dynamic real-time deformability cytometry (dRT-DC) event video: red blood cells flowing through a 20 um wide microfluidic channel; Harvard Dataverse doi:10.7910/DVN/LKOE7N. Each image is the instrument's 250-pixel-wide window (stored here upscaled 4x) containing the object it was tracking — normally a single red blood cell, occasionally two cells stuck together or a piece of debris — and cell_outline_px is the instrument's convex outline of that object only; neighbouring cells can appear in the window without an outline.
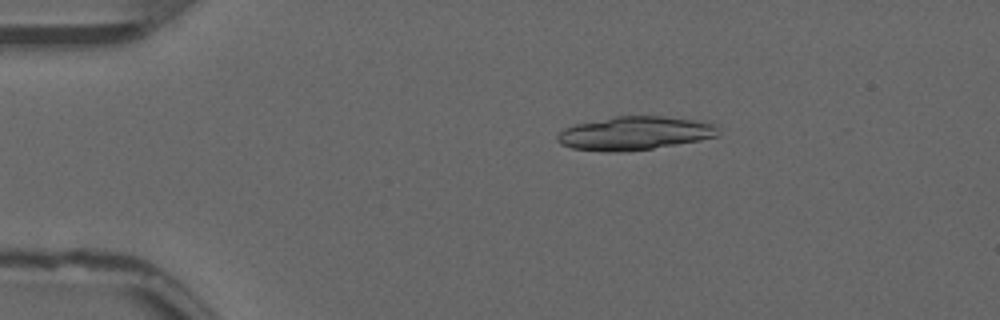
{"species": "common noctule bat (a hibernating species)", "species_latin": "Nyctalus noctula", "temperature_condition": "warm", "stored_images_in_passage": 12, "camera_frame_rate_fps": 3000, "um_per_image_px": 0.085, "animal": {"sex": "male", "forearm_length_mm": 52.5}, "frame": {"image": 1, "passage_image": 5, "time_ms": 1.333, "image_size_px": [1000, 320], "cell_outline_px": [[720, 132], [716, 136], [700, 140], [652, 148], [624, 152], [604, 152], [572, 148], [560, 144], [556, 140], [556, 136], [564, 128], [576, 124], [616, 116], [664, 116], [692, 120], [712, 124]], "centroid_in_image_um": [53.88, 11.33], "position_along_channel_um": 31.1, "area_um2": 31.15}}